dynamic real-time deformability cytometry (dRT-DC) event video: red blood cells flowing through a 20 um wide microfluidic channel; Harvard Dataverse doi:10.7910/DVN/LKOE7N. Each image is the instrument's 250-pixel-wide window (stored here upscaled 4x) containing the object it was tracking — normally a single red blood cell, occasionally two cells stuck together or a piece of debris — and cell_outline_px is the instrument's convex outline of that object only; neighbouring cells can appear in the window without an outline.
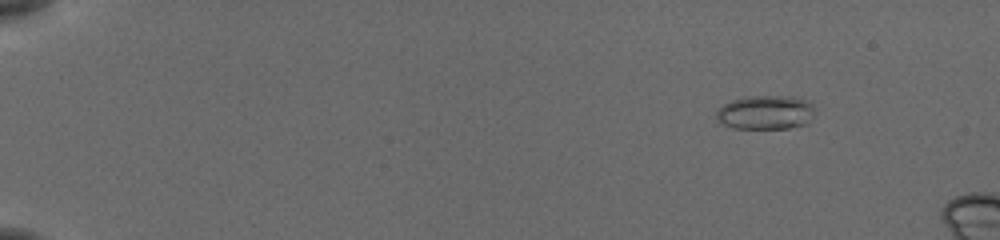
{"species": "common noctule bat (a hibernating species)", "species_latin": "Nyctalus noctula", "temperature_condition": "cold", "stored_images_in_passage": 17, "camera_frame_rate_fps": 3000, "um_per_image_px": 0.085, "animal": {"sex": "female", "body_mass_g": 19.5, "forearm_length_mm": 54.1}, "frame": {"image": 1, "passage_image": 8, "time_ms": 2.333, "image_size_px": [1000, 240], "cell_outline_px": [[816, 112], [808, 124], [788, 128], [732, 128], [720, 124], [716, 116], [716, 112], [724, 104], [732, 100], [748, 96], [800, 96], [812, 104]], "centroid_in_image_um": [65.12, 9.55], "position_along_channel_um": 19.9, "area_um2": 19.88}}